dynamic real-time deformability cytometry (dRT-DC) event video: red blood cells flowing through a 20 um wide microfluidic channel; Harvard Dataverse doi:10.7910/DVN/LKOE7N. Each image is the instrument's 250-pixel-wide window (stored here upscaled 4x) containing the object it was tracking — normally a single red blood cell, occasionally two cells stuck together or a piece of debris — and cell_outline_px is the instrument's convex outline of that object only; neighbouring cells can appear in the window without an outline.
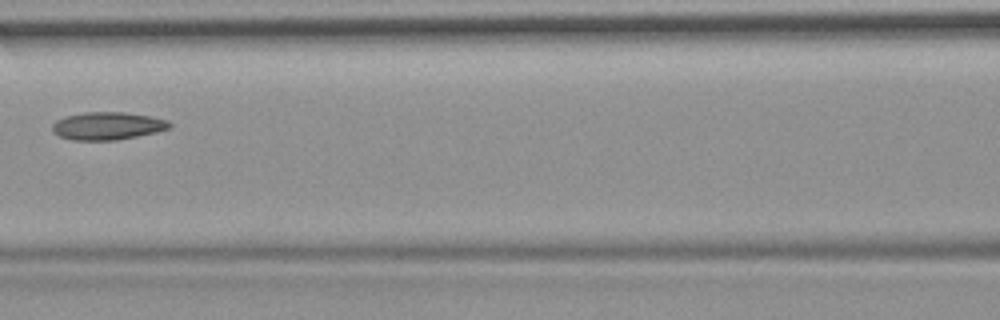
{"species": "common noctule bat (a hibernating species)", "species_latin": "Nyctalus noctula", "temperature_condition": "room temperature", "stored_images_in_passage": 6, "camera_frame_rate_fps": 3000, "um_per_image_px": 0.085, "animal": {"sex": "female", "body_mass_g": 19.9}, "frame": {"image": 1, "passage_image": 6, "time_ms": 1.667, "image_size_px": [1000, 320], "cell_outline_px": [[172, 124], [168, 128], [156, 132], [116, 140], [72, 140], [60, 136], [52, 132], [52, 124], [56, 120], [64, 116], [84, 112], [124, 112], [152, 116], [168, 120]], "centroid_in_image_um": [9.11, 10.69], "position_along_channel_um": 157.5, "area_um2": 19.02}}